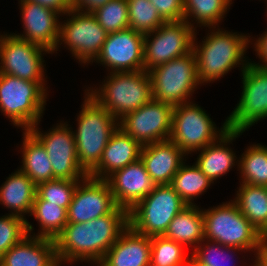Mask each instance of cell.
Instances as JSON below:
<instances>
[{"instance_id": "1", "label": "cell", "mask_w": 267, "mask_h": 266, "mask_svg": "<svg viewBox=\"0 0 267 266\" xmlns=\"http://www.w3.org/2000/svg\"><path fill=\"white\" fill-rule=\"evenodd\" d=\"M128 226L129 212L121 207L85 223H67L54 239L60 266L76 261L98 265Z\"/></svg>"}, {"instance_id": "2", "label": "cell", "mask_w": 267, "mask_h": 266, "mask_svg": "<svg viewBox=\"0 0 267 266\" xmlns=\"http://www.w3.org/2000/svg\"><path fill=\"white\" fill-rule=\"evenodd\" d=\"M209 32L199 45L196 42L197 33L194 37L193 51L196 56L198 80L201 85L221 79L238 65H241L242 72L251 62L245 58L248 45L252 42L251 36L230 32L219 26L217 29L213 27Z\"/></svg>"}, {"instance_id": "3", "label": "cell", "mask_w": 267, "mask_h": 266, "mask_svg": "<svg viewBox=\"0 0 267 266\" xmlns=\"http://www.w3.org/2000/svg\"><path fill=\"white\" fill-rule=\"evenodd\" d=\"M98 87H88L90 89L84 91L118 121L153 99L152 83L146 70L110 72Z\"/></svg>"}, {"instance_id": "4", "label": "cell", "mask_w": 267, "mask_h": 266, "mask_svg": "<svg viewBox=\"0 0 267 266\" xmlns=\"http://www.w3.org/2000/svg\"><path fill=\"white\" fill-rule=\"evenodd\" d=\"M82 109L73 131L79 165L89 174L100 162L108 141L119 127V121L89 94L84 92Z\"/></svg>"}, {"instance_id": "5", "label": "cell", "mask_w": 267, "mask_h": 266, "mask_svg": "<svg viewBox=\"0 0 267 266\" xmlns=\"http://www.w3.org/2000/svg\"><path fill=\"white\" fill-rule=\"evenodd\" d=\"M45 82H31L0 73V111L17 128L40 123L47 99Z\"/></svg>"}, {"instance_id": "6", "label": "cell", "mask_w": 267, "mask_h": 266, "mask_svg": "<svg viewBox=\"0 0 267 266\" xmlns=\"http://www.w3.org/2000/svg\"><path fill=\"white\" fill-rule=\"evenodd\" d=\"M202 213L206 240L255 254L265 242L232 199L213 208L202 209Z\"/></svg>"}, {"instance_id": "7", "label": "cell", "mask_w": 267, "mask_h": 266, "mask_svg": "<svg viewBox=\"0 0 267 266\" xmlns=\"http://www.w3.org/2000/svg\"><path fill=\"white\" fill-rule=\"evenodd\" d=\"M148 73L152 83L153 99L173 107L191 102L192 94L199 85L201 86L194 51L159 65Z\"/></svg>"}, {"instance_id": "8", "label": "cell", "mask_w": 267, "mask_h": 266, "mask_svg": "<svg viewBox=\"0 0 267 266\" xmlns=\"http://www.w3.org/2000/svg\"><path fill=\"white\" fill-rule=\"evenodd\" d=\"M227 129V120L219 130L209 114L191 101L173 107L169 139L188 155L213 143Z\"/></svg>"}, {"instance_id": "9", "label": "cell", "mask_w": 267, "mask_h": 266, "mask_svg": "<svg viewBox=\"0 0 267 266\" xmlns=\"http://www.w3.org/2000/svg\"><path fill=\"white\" fill-rule=\"evenodd\" d=\"M187 206L170 184L156 185L129 211V225L145 236H162L173 218Z\"/></svg>"}, {"instance_id": "10", "label": "cell", "mask_w": 267, "mask_h": 266, "mask_svg": "<svg viewBox=\"0 0 267 266\" xmlns=\"http://www.w3.org/2000/svg\"><path fill=\"white\" fill-rule=\"evenodd\" d=\"M66 22H60L59 41L55 53L61 44H65L72 56L79 63L88 65L93 63L99 55L108 33L97 22L92 13L69 10ZM71 17V18H70Z\"/></svg>"}, {"instance_id": "11", "label": "cell", "mask_w": 267, "mask_h": 266, "mask_svg": "<svg viewBox=\"0 0 267 266\" xmlns=\"http://www.w3.org/2000/svg\"><path fill=\"white\" fill-rule=\"evenodd\" d=\"M197 27L191 26L185 20L164 22L155 31L145 34L144 70L148 72L192 52Z\"/></svg>"}, {"instance_id": "12", "label": "cell", "mask_w": 267, "mask_h": 266, "mask_svg": "<svg viewBox=\"0 0 267 266\" xmlns=\"http://www.w3.org/2000/svg\"><path fill=\"white\" fill-rule=\"evenodd\" d=\"M241 74V98L226 120L229 130L245 132L267 118V68L251 61Z\"/></svg>"}, {"instance_id": "13", "label": "cell", "mask_w": 267, "mask_h": 266, "mask_svg": "<svg viewBox=\"0 0 267 266\" xmlns=\"http://www.w3.org/2000/svg\"><path fill=\"white\" fill-rule=\"evenodd\" d=\"M35 124L29 131L44 146L53 169L54 179L82 180L88 174L79 165L73 129L67 122L57 123L42 133Z\"/></svg>"}, {"instance_id": "14", "label": "cell", "mask_w": 267, "mask_h": 266, "mask_svg": "<svg viewBox=\"0 0 267 266\" xmlns=\"http://www.w3.org/2000/svg\"><path fill=\"white\" fill-rule=\"evenodd\" d=\"M46 53L51 52L13 33L0 34V73L31 82H47L43 58Z\"/></svg>"}, {"instance_id": "15", "label": "cell", "mask_w": 267, "mask_h": 266, "mask_svg": "<svg viewBox=\"0 0 267 266\" xmlns=\"http://www.w3.org/2000/svg\"><path fill=\"white\" fill-rule=\"evenodd\" d=\"M173 106L152 99L119 120V127L141 146L169 140Z\"/></svg>"}, {"instance_id": "16", "label": "cell", "mask_w": 267, "mask_h": 266, "mask_svg": "<svg viewBox=\"0 0 267 266\" xmlns=\"http://www.w3.org/2000/svg\"><path fill=\"white\" fill-rule=\"evenodd\" d=\"M93 62L104 65L108 73L144 70V34L131 28L108 33Z\"/></svg>"}, {"instance_id": "17", "label": "cell", "mask_w": 267, "mask_h": 266, "mask_svg": "<svg viewBox=\"0 0 267 266\" xmlns=\"http://www.w3.org/2000/svg\"><path fill=\"white\" fill-rule=\"evenodd\" d=\"M117 207L108 181L87 176L79 181L68 206V223H85L110 214Z\"/></svg>"}, {"instance_id": "18", "label": "cell", "mask_w": 267, "mask_h": 266, "mask_svg": "<svg viewBox=\"0 0 267 266\" xmlns=\"http://www.w3.org/2000/svg\"><path fill=\"white\" fill-rule=\"evenodd\" d=\"M24 34L13 33L54 54L59 41L61 14L54 9L28 0H19ZM60 15V16H59Z\"/></svg>"}, {"instance_id": "19", "label": "cell", "mask_w": 267, "mask_h": 266, "mask_svg": "<svg viewBox=\"0 0 267 266\" xmlns=\"http://www.w3.org/2000/svg\"><path fill=\"white\" fill-rule=\"evenodd\" d=\"M106 180L118 207L126 209L128 212L150 194L156 186L140 158L124 168L116 170Z\"/></svg>"}, {"instance_id": "20", "label": "cell", "mask_w": 267, "mask_h": 266, "mask_svg": "<svg viewBox=\"0 0 267 266\" xmlns=\"http://www.w3.org/2000/svg\"><path fill=\"white\" fill-rule=\"evenodd\" d=\"M186 154L170 139L142 146L140 159L155 185L170 184Z\"/></svg>"}, {"instance_id": "21", "label": "cell", "mask_w": 267, "mask_h": 266, "mask_svg": "<svg viewBox=\"0 0 267 266\" xmlns=\"http://www.w3.org/2000/svg\"><path fill=\"white\" fill-rule=\"evenodd\" d=\"M150 256L151 237L129 225L97 266H150Z\"/></svg>"}, {"instance_id": "22", "label": "cell", "mask_w": 267, "mask_h": 266, "mask_svg": "<svg viewBox=\"0 0 267 266\" xmlns=\"http://www.w3.org/2000/svg\"><path fill=\"white\" fill-rule=\"evenodd\" d=\"M142 146L120 127L112 134L99 164L88 174L106 180L116 170L122 169L140 158Z\"/></svg>"}, {"instance_id": "23", "label": "cell", "mask_w": 267, "mask_h": 266, "mask_svg": "<svg viewBox=\"0 0 267 266\" xmlns=\"http://www.w3.org/2000/svg\"><path fill=\"white\" fill-rule=\"evenodd\" d=\"M0 266H60L54 239L27 235L0 258Z\"/></svg>"}, {"instance_id": "24", "label": "cell", "mask_w": 267, "mask_h": 266, "mask_svg": "<svg viewBox=\"0 0 267 266\" xmlns=\"http://www.w3.org/2000/svg\"><path fill=\"white\" fill-rule=\"evenodd\" d=\"M244 131L229 130L222 134L216 141L198 150L199 155L195 164L214 184L216 179L227 174L239 161L237 155L229 147L233 140L242 135Z\"/></svg>"}, {"instance_id": "25", "label": "cell", "mask_w": 267, "mask_h": 266, "mask_svg": "<svg viewBox=\"0 0 267 266\" xmlns=\"http://www.w3.org/2000/svg\"><path fill=\"white\" fill-rule=\"evenodd\" d=\"M35 196L36 184L19 169L0 187V204L10 209V214L23 218L30 215Z\"/></svg>"}, {"instance_id": "26", "label": "cell", "mask_w": 267, "mask_h": 266, "mask_svg": "<svg viewBox=\"0 0 267 266\" xmlns=\"http://www.w3.org/2000/svg\"><path fill=\"white\" fill-rule=\"evenodd\" d=\"M163 236L182 244L186 249L187 246L195 249L205 239L202 208L197 204L185 207L173 218Z\"/></svg>"}, {"instance_id": "27", "label": "cell", "mask_w": 267, "mask_h": 266, "mask_svg": "<svg viewBox=\"0 0 267 266\" xmlns=\"http://www.w3.org/2000/svg\"><path fill=\"white\" fill-rule=\"evenodd\" d=\"M233 201L267 242V187L240 183Z\"/></svg>"}, {"instance_id": "28", "label": "cell", "mask_w": 267, "mask_h": 266, "mask_svg": "<svg viewBox=\"0 0 267 266\" xmlns=\"http://www.w3.org/2000/svg\"><path fill=\"white\" fill-rule=\"evenodd\" d=\"M22 136V165L18 169L36 185L53 180L52 165L44 146L29 130H24Z\"/></svg>"}, {"instance_id": "29", "label": "cell", "mask_w": 267, "mask_h": 266, "mask_svg": "<svg viewBox=\"0 0 267 266\" xmlns=\"http://www.w3.org/2000/svg\"><path fill=\"white\" fill-rule=\"evenodd\" d=\"M231 4L232 0H184V20L193 27L194 20L199 27H218Z\"/></svg>"}, {"instance_id": "30", "label": "cell", "mask_w": 267, "mask_h": 266, "mask_svg": "<svg viewBox=\"0 0 267 266\" xmlns=\"http://www.w3.org/2000/svg\"><path fill=\"white\" fill-rule=\"evenodd\" d=\"M212 184L211 180L203 174L194 163L181 165L173 177L170 185L187 205H195L194 198L204 194Z\"/></svg>"}, {"instance_id": "31", "label": "cell", "mask_w": 267, "mask_h": 266, "mask_svg": "<svg viewBox=\"0 0 267 266\" xmlns=\"http://www.w3.org/2000/svg\"><path fill=\"white\" fill-rule=\"evenodd\" d=\"M238 161L240 183L267 187V146L251 144Z\"/></svg>"}, {"instance_id": "32", "label": "cell", "mask_w": 267, "mask_h": 266, "mask_svg": "<svg viewBox=\"0 0 267 266\" xmlns=\"http://www.w3.org/2000/svg\"><path fill=\"white\" fill-rule=\"evenodd\" d=\"M28 216H34L40 227L32 236L55 239L68 223L66 208L44 200H34Z\"/></svg>"}, {"instance_id": "33", "label": "cell", "mask_w": 267, "mask_h": 266, "mask_svg": "<svg viewBox=\"0 0 267 266\" xmlns=\"http://www.w3.org/2000/svg\"><path fill=\"white\" fill-rule=\"evenodd\" d=\"M186 251L182 244L163 235L152 236L150 266H187L191 254Z\"/></svg>"}, {"instance_id": "34", "label": "cell", "mask_w": 267, "mask_h": 266, "mask_svg": "<svg viewBox=\"0 0 267 266\" xmlns=\"http://www.w3.org/2000/svg\"><path fill=\"white\" fill-rule=\"evenodd\" d=\"M128 5L129 28L147 34L159 28L164 21L149 0H126Z\"/></svg>"}, {"instance_id": "35", "label": "cell", "mask_w": 267, "mask_h": 266, "mask_svg": "<svg viewBox=\"0 0 267 266\" xmlns=\"http://www.w3.org/2000/svg\"><path fill=\"white\" fill-rule=\"evenodd\" d=\"M81 180L54 179L36 185L34 200H44L68 209Z\"/></svg>"}, {"instance_id": "36", "label": "cell", "mask_w": 267, "mask_h": 266, "mask_svg": "<svg viewBox=\"0 0 267 266\" xmlns=\"http://www.w3.org/2000/svg\"><path fill=\"white\" fill-rule=\"evenodd\" d=\"M33 230L26 218L10 213L0 216V258Z\"/></svg>"}, {"instance_id": "37", "label": "cell", "mask_w": 267, "mask_h": 266, "mask_svg": "<svg viewBox=\"0 0 267 266\" xmlns=\"http://www.w3.org/2000/svg\"><path fill=\"white\" fill-rule=\"evenodd\" d=\"M92 14L107 33L129 28L128 5L126 0H110Z\"/></svg>"}, {"instance_id": "38", "label": "cell", "mask_w": 267, "mask_h": 266, "mask_svg": "<svg viewBox=\"0 0 267 266\" xmlns=\"http://www.w3.org/2000/svg\"><path fill=\"white\" fill-rule=\"evenodd\" d=\"M206 242V243H205ZM203 243V244H202ZM246 253V250L223 246L220 243L204 239L190 253L200 264L207 266H225L223 262L233 259L236 252ZM230 253V255H229ZM233 254V255H232ZM228 259H227V258ZM234 260V259H233ZM223 263V264H222ZM232 263V262H231ZM230 266V265H228Z\"/></svg>"}, {"instance_id": "39", "label": "cell", "mask_w": 267, "mask_h": 266, "mask_svg": "<svg viewBox=\"0 0 267 266\" xmlns=\"http://www.w3.org/2000/svg\"><path fill=\"white\" fill-rule=\"evenodd\" d=\"M164 22L184 20V0H149Z\"/></svg>"}, {"instance_id": "40", "label": "cell", "mask_w": 267, "mask_h": 266, "mask_svg": "<svg viewBox=\"0 0 267 266\" xmlns=\"http://www.w3.org/2000/svg\"><path fill=\"white\" fill-rule=\"evenodd\" d=\"M110 0H70L71 9L80 12L92 13L99 7H102Z\"/></svg>"}, {"instance_id": "41", "label": "cell", "mask_w": 267, "mask_h": 266, "mask_svg": "<svg viewBox=\"0 0 267 266\" xmlns=\"http://www.w3.org/2000/svg\"><path fill=\"white\" fill-rule=\"evenodd\" d=\"M255 43H253V47L255 48L254 51H256L255 54H257V57L260 58L261 63L252 62L255 65L267 68V31H265L263 34L260 35L256 40H254ZM263 63V64H262Z\"/></svg>"}, {"instance_id": "42", "label": "cell", "mask_w": 267, "mask_h": 266, "mask_svg": "<svg viewBox=\"0 0 267 266\" xmlns=\"http://www.w3.org/2000/svg\"><path fill=\"white\" fill-rule=\"evenodd\" d=\"M58 11L61 15L71 10L70 0H28Z\"/></svg>"}, {"instance_id": "43", "label": "cell", "mask_w": 267, "mask_h": 266, "mask_svg": "<svg viewBox=\"0 0 267 266\" xmlns=\"http://www.w3.org/2000/svg\"><path fill=\"white\" fill-rule=\"evenodd\" d=\"M254 256L253 266H267V242L262 244L260 250Z\"/></svg>"}, {"instance_id": "44", "label": "cell", "mask_w": 267, "mask_h": 266, "mask_svg": "<svg viewBox=\"0 0 267 266\" xmlns=\"http://www.w3.org/2000/svg\"><path fill=\"white\" fill-rule=\"evenodd\" d=\"M187 266H207V265H203L200 264L192 255L190 256V259L187 263Z\"/></svg>"}]
</instances>
